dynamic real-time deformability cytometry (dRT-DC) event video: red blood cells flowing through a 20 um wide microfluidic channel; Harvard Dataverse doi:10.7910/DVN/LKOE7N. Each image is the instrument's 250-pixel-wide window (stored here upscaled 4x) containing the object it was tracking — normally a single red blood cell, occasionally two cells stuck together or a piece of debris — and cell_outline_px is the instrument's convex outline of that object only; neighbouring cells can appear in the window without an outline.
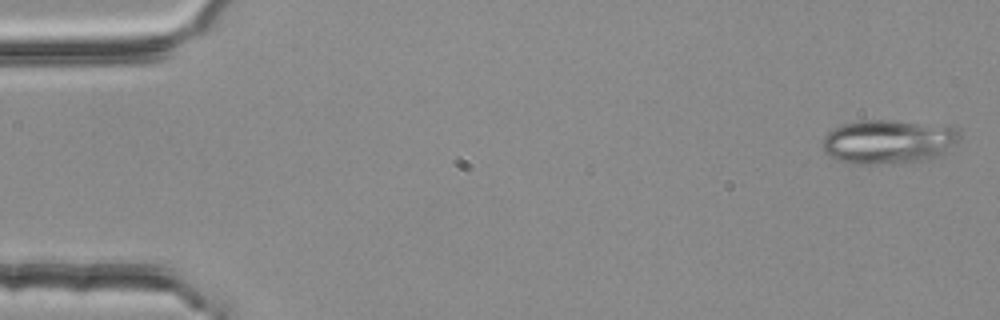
{"species": "common noctule bat (a hibernating species)", "species_latin": "Nyctalus noctula", "temperature_condition": "room temperature", "stored_images_in_passage": 4, "camera_frame_rate_fps": 3000, "um_per_image_px": 0.085, "animal": {"sex": "female", "body_mass_g": 25.1}, "frame": {"image": 1, "passage_image": 1, "time_ms": 0.0, "image_size_px": [1000, 320], "cell_outline_px": [[960, 136], [944, 152], [928, 160], [876, 164], [848, 164], [836, 160], [828, 156], [824, 152], [824, 136], [828, 132], [840, 124], [860, 120], [888, 120], [956, 128], [960, 132]], "centroid_in_image_um": [75.41, 12.05], "position_along_channel_um": 9.6, "area_um2": 34.8}}